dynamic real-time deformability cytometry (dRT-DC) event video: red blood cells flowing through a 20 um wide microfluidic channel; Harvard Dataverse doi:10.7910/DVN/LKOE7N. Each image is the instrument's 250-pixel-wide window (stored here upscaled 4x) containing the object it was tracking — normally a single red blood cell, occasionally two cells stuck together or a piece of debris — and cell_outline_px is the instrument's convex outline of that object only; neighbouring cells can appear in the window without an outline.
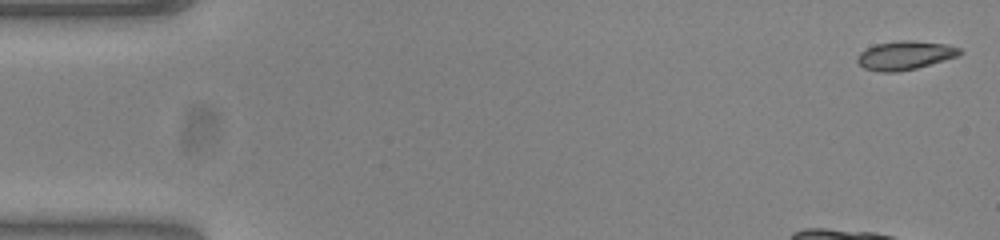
{"species": "common noctule bat (a hibernating species)", "species_latin": "Nyctalus noctula", "temperature_condition": "warm", "stored_images_in_passage": 42, "camera_frame_rate_fps": 3000, "um_per_image_px": 0.085, "animal": {"sex": "female", "body_mass_g": 23.0, "forearm_length_mm": 53.4}, "frame": {"image": 1, "passage_image": 1, "time_ms": 0.0, "image_size_px": [1000, 240], "cell_outline_px": [[964, 52], [956, 56], [944, 60], [916, 68], [896, 72], [880, 72], [864, 68], [856, 60], [856, 56], [860, 52], [876, 44], [900, 40], [908, 40], [948, 44], [960, 48]], "centroid_in_image_um": [76.92, 4.7], "position_along_channel_um": 8.1, "area_um2": 17.05}}
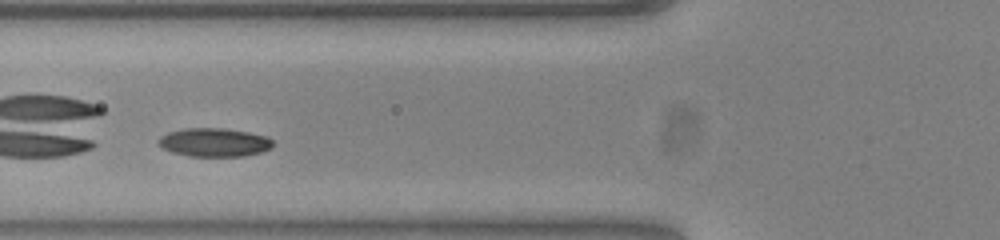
{"frame": {"image": 2, "passage_image": 21, "time_ms": 6.667, "image_size_px": [1000, 240], "cell_outline_px": [[272, 148], [260, 152], [244, 156], [188, 156], [172, 152], [160, 148], [156, 144], [156, 140], [160, 136], [168, 132], [184, 128], [224, 128], [248, 132], [264, 136], [272, 140]], "centroid_in_image_um": [18.13, 12.1], "position_along_channel_um": 107.7, "area_um2": 19.19}}
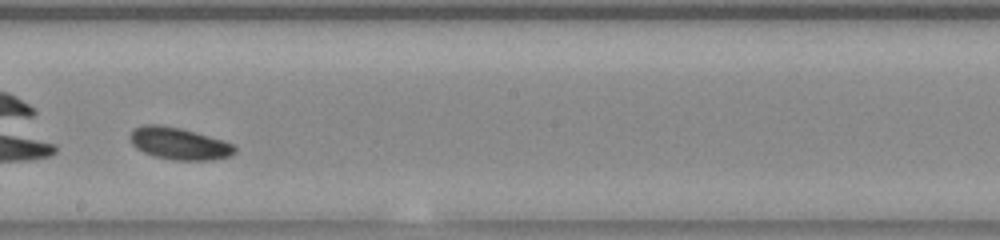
{"frame": {"image": 3, "passage_image": 31, "time_ms": 10.0, "image_size_px": [1000, 240], "cell_outline_px": [[236, 152], [232, 156], [212, 160], [172, 160], [152, 156], [136, 148], [132, 144], [128, 136], [136, 128], [144, 124], [156, 124], [180, 128], [220, 140], [232, 144], [236, 148]], "centroid_in_image_um": [15.2, 12.22], "position_along_channel_um": 233.0, "area_um2": 19.42}, "authors_computed_cell_mechanics": {"area_um2": 19.1607, "velocity_mm_per_s": 3.7687, "shape_relaxation_time_tau1_ms": 6.3415, "shape_relaxation_time_tau2_ms": null, "deformation_change_tau1": 0.1281, "deformation_change_tau2": null}}